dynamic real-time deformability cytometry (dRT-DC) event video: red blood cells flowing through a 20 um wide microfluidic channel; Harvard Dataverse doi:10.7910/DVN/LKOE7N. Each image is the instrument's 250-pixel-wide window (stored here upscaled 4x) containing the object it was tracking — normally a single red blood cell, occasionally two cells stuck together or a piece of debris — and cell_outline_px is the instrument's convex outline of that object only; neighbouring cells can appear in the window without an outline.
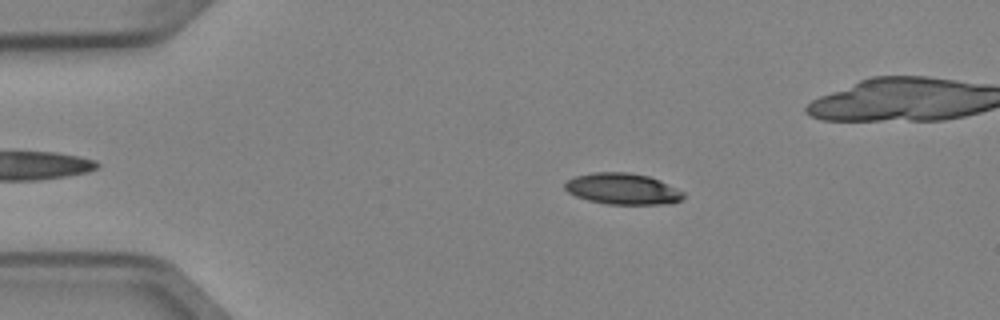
{"species": "Egyptian fruit bat (a non-hibernating species)", "species_latin": "Rousettus aegyptiacus", "temperature_condition": "cold", "stored_images_in_passage": 4, "camera_frame_rate_fps": 3000, "um_per_image_px": 0.085, "animal": {"sex": "female"}, "frame": {"image": 1, "passage_image": 2, "time_ms": 0.333, "image_size_px": [1000, 320], "cell_outline_px": [[684, 196], [680, 200], [672, 204], [608, 204], [588, 200], [576, 196], [568, 192], [564, 188], [564, 184], [568, 180], [576, 176], [592, 172], [628, 172], [648, 176], [660, 180], [684, 192]], "centroid_in_image_um": [52.93, 16.05], "position_along_channel_um": 32.1, "area_um2": 21.56}}